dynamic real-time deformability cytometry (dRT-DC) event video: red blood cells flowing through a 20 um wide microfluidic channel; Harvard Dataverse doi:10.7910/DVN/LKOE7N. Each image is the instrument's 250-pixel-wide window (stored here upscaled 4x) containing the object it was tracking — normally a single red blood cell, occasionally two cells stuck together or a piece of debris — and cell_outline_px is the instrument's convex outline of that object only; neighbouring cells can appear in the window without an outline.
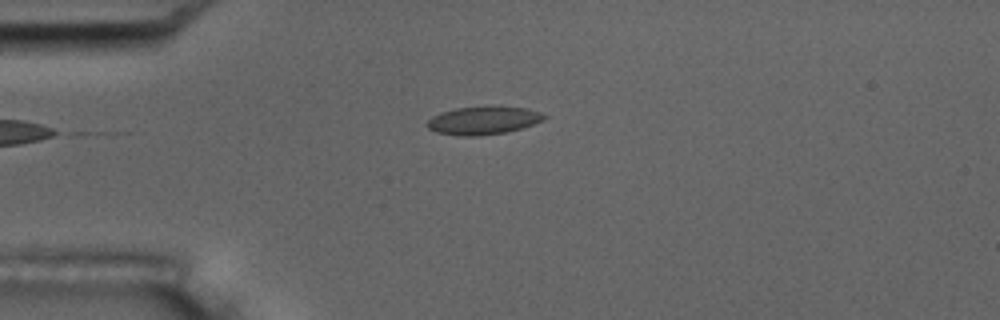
{"species": "common noctule bat (a hibernating species)", "species_latin": "Nyctalus noctula", "temperature_condition": "room temperature", "stored_images_in_passage": 5, "camera_frame_rate_fps": 3000, "um_per_image_px": 0.085, "animal": {"sex": "male", "body_mass_g": 17.5, "forearm_length_mm": 52.3}, "frame": {"image": 1, "passage_image": 5, "time_ms": 1.333, "image_size_px": [1000, 320], "cell_outline_px": [[548, 116], [544, 120], [520, 128], [504, 132], [476, 136], [460, 136], [436, 132], [428, 128], [424, 124], [432, 116], [440, 112], [456, 108], [492, 104], [500, 104], [528, 108], [540, 112]], "centroid_in_image_um": [41.08, 10.19], "position_along_channel_um": 43.9, "area_um2": 19.77}}